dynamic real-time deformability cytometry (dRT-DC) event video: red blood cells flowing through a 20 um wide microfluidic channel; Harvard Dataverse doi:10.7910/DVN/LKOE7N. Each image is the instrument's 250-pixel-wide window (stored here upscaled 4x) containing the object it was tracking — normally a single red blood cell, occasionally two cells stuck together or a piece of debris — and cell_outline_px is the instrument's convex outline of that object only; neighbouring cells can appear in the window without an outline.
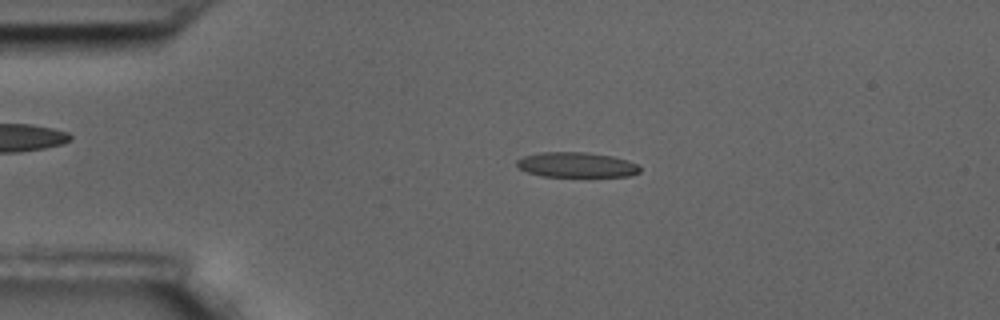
{"species": "common noctule bat (a hibernating species)", "species_latin": "Nyctalus noctula", "temperature_condition": "room temperature", "stored_images_in_passage": 50, "camera_frame_rate_fps": 3000, "um_per_image_px": 0.085, "animal": {"sex": "male", "body_mass_g": 17.5, "forearm_length_mm": 52.3}, "frame": {"image": 1, "passage_image": 5, "time_ms": 1.333, "image_size_px": [1000, 320], "cell_outline_px": [[640, 172], [632, 176], [540, 176], [528, 172], [520, 168], [516, 164], [516, 160], [524, 156], [540, 152], [584, 152], [612, 156], [628, 160], [636, 164], [640, 168]], "centroid_in_image_um": [49.0, 14.01], "position_along_channel_um": 36.0, "area_um2": 17.92}}
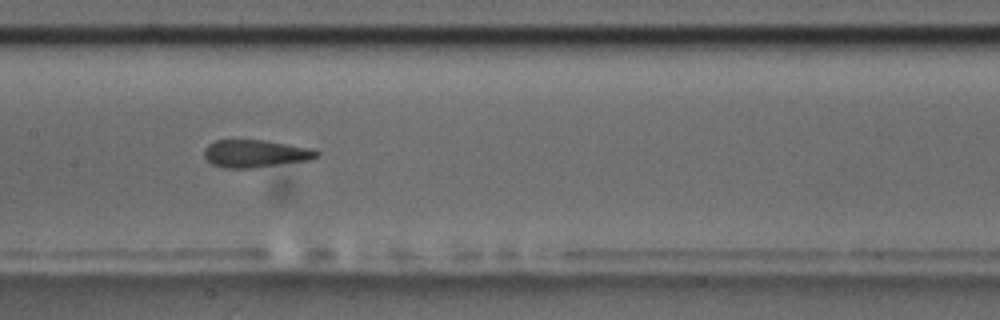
{"frame": {"image": 2, "passage_image": 21, "time_ms": 6.667, "image_size_px": [1000, 320], "cell_outline_px": [[320, 152], [312, 160], [252, 168], [224, 168], [212, 164], [204, 156], [204, 148], [208, 144], [216, 140], [268, 140], [312, 148]], "centroid_in_image_um": [21.72, 13.05], "position_along_channel_um": 185.7, "area_um2": 18.26}}
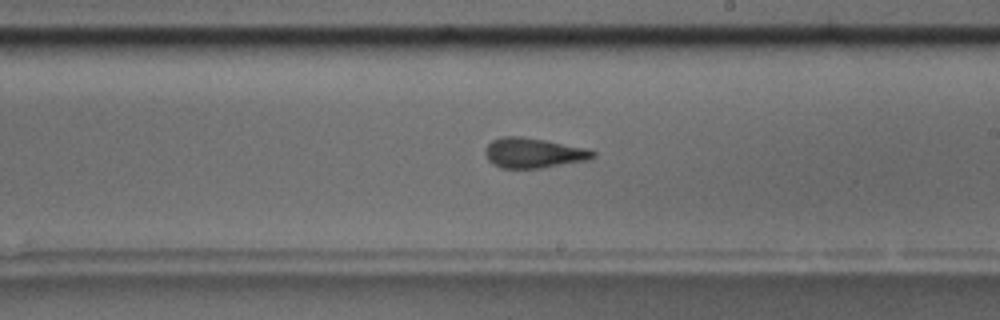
{"frame": {"image": 3, "passage_image": 26, "time_ms": 8.333, "image_size_px": [1000, 320], "cell_outline_px": [[596, 156], [588, 160], [540, 168], [500, 168], [492, 164], [488, 160], [484, 152], [484, 148], [492, 140], [500, 136], [520, 136], [544, 140], [584, 148], [596, 152]], "centroid_in_image_um": [45.29, 13.0], "position_along_channel_um": 243.7, "area_um2": 18.84}, "authors_computed_cell_mechanics": {"area_um2": 18.4671, "velocity_mm_per_s": 3.4917, "shape_relaxation_time_tau1_ms": 6.1719, "shape_relaxation_time_tau2_ms": 2.1177, "deformation_change_tau1": 0.1832, "deformation_change_tau2": 0.0891}}